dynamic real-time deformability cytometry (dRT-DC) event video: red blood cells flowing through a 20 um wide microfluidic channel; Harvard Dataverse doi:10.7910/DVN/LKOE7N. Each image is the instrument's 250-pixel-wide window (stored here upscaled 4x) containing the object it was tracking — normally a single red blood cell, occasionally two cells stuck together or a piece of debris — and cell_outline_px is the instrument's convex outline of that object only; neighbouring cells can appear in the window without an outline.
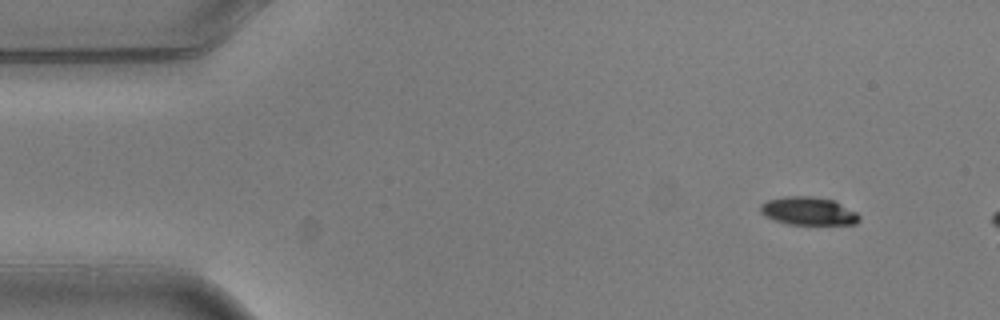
{"species": "common noctule bat (a hibernating species)", "species_latin": "Nyctalus noctula", "temperature_condition": "warm", "stored_images_in_passage": 3, "camera_frame_rate_fps": 3000, "um_per_image_px": 0.085, "animal": {"sex": "male", "body_mass_g": 20.5, "forearm_length_mm": 52.5}, "frame": {"image": 1, "passage_image": 1, "time_ms": 0.0, "image_size_px": [1000, 320], "cell_outline_px": [[860, 220], [856, 224], [788, 224], [772, 220], [760, 212], [760, 204], [768, 200], [784, 196], [812, 196], [836, 200], [856, 212], [860, 216]], "centroid_in_image_um": [68.72, 17.93], "position_along_channel_um": 16.3, "area_um2": 16.36}}